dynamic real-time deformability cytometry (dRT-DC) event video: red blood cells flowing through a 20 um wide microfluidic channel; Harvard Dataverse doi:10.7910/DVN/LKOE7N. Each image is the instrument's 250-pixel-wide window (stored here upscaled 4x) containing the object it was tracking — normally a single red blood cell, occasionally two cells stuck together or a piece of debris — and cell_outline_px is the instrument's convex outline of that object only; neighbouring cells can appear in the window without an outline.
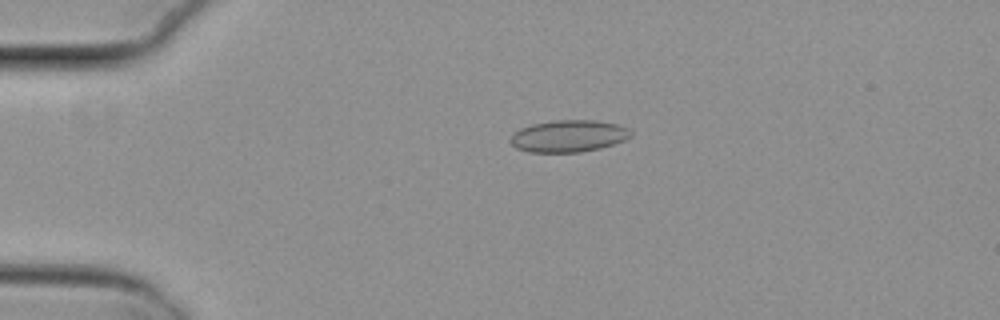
{"species": "common noctule bat (a hibernating species)", "species_latin": "Nyctalus noctula", "temperature_condition": "cold", "stored_images_in_passage": 52, "camera_frame_rate_fps": 3000, "um_per_image_px": 0.085, "animal": {"sex": "female", "body_mass_g": 29.2, "forearm_length_mm": 56.3}, "frame": {"image": 1, "passage_image": 13, "time_ms": 4.0, "image_size_px": [1000, 320], "cell_outline_px": [[632, 136], [624, 140], [600, 148], [580, 152], [528, 152], [516, 148], [508, 140], [512, 132], [520, 128], [532, 124], [552, 120], [596, 120], [616, 124], [628, 128], [632, 132]], "centroid_in_image_um": [48.29, 11.56], "position_along_channel_um": 36.7, "area_um2": 22.6}}
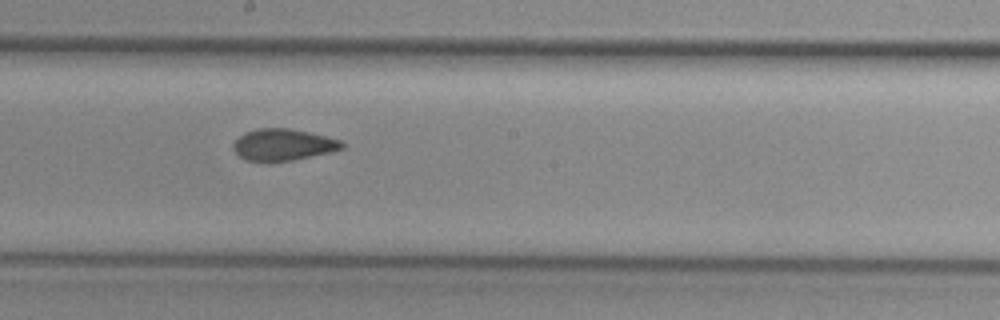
{"frame": {"image": 2, "passage_image": 31, "time_ms": 10.0, "image_size_px": [1000, 320], "cell_outline_px": [[344, 148], [328, 152], [292, 160], [268, 164], [244, 160], [232, 148], [232, 144], [244, 132], [256, 128], [288, 128], [308, 132], [340, 140], [344, 144]], "centroid_in_image_um": [23.99, 12.32], "position_along_channel_um": 224.2, "area_um2": 20.29}}
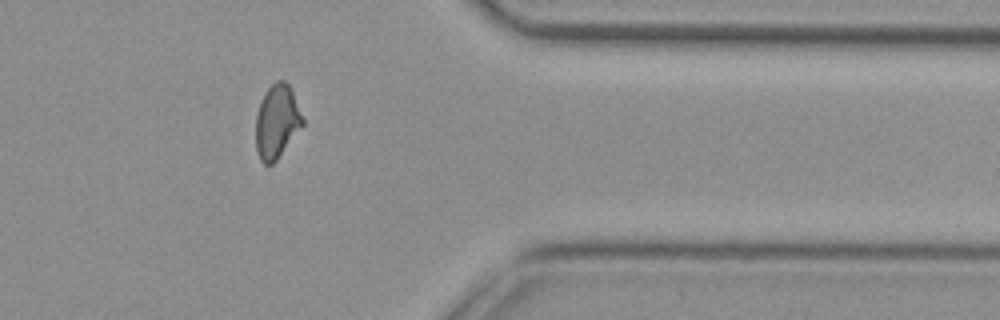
{"frame": {"image": 3, "passage_image": 45, "time_ms": 14.667, "image_size_px": [1000, 320], "cell_outline_px": [[304, 124], [276, 160], [272, 164], [264, 164], [260, 160], [256, 152], [256, 116], [264, 92], [276, 80], [284, 80], [292, 88], [304, 120]], "centroid_in_image_um": [23.54, 10.32], "position_along_channel_um": 387.9, "area_um2": 20.11}, "authors_computed_cell_mechanics": {"area_um2": 20.6346, "velocity_mm_per_s": 3.8234, "shape_relaxation_time_tau1_ms": null, "shape_relaxation_time_tau2_ms": 1.8507, "deformation_change_tau1": null, "deformation_change_tau2": 0.0618}}